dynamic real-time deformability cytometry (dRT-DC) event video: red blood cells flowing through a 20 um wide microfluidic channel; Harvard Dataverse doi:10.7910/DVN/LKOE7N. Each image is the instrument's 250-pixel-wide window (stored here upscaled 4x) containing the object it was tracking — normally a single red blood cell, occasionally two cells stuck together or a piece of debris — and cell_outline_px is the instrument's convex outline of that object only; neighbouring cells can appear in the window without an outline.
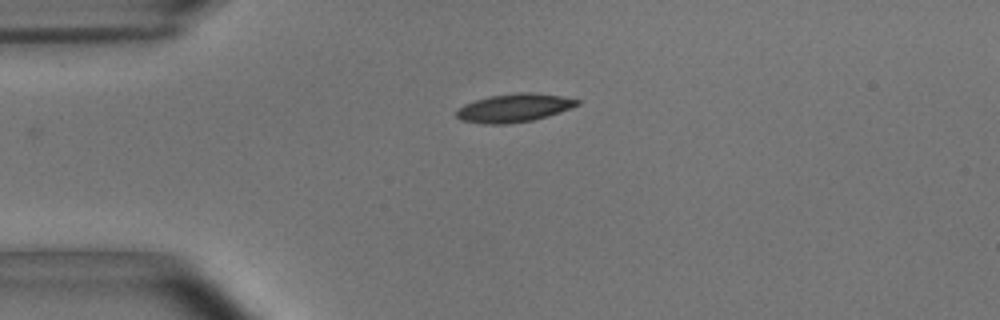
{"species": "common noctule bat (a hibernating species)", "species_latin": "Nyctalus noctula", "temperature_condition": "room temperature", "stored_images_in_passage": 37, "camera_frame_rate_fps": 3000, "um_per_image_px": 0.085, "animal": {"sex": "male", "body_mass_g": 15.6}, "frame": {"image": 1, "passage_image": 1, "time_ms": 0.0, "image_size_px": [1000, 320], "cell_outline_px": [[580, 104], [548, 116], [532, 120], [508, 124], [484, 124], [460, 120], [456, 116], [456, 112], [464, 104], [488, 96], [516, 92], [532, 92], [560, 96], [580, 100]], "centroid_in_image_um": [43.68, 9.17], "position_along_channel_um": 41.3, "area_um2": 19.88}}
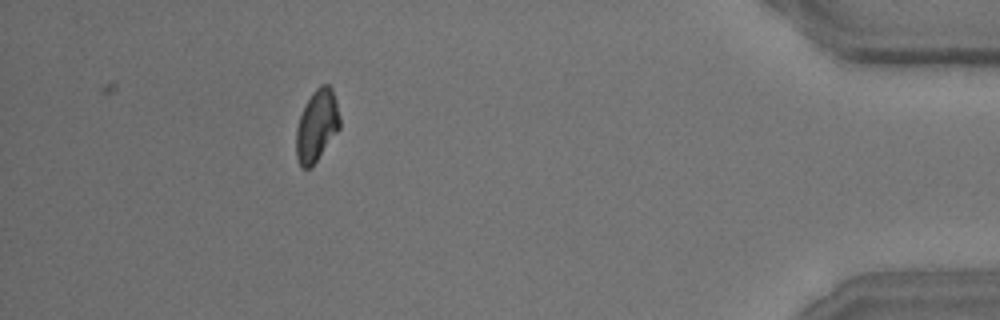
{"frame": {"image": 2, "passage_image": 37, "time_ms": 12.0, "image_size_px": [1000, 320], "cell_outline_px": [[340, 128], [316, 160], [308, 168], [300, 168], [296, 156], [296, 128], [300, 116], [312, 92], [320, 84], [328, 84], [332, 88], [336, 100], [340, 116]], "centroid_in_image_um": [26.93, 10.65], "position_along_channel_um": 408.3, "area_um2": 18.03}, "authors_computed_cell_mechanics": {"area_um2": 19.363, "velocity_mm_per_s": 3.6945, "shape_relaxation_time_tau1_ms": 4.0534, "shape_relaxation_time_tau2_ms": null, "deformation_change_tau1": 0.1174, "deformation_change_tau2": null}}